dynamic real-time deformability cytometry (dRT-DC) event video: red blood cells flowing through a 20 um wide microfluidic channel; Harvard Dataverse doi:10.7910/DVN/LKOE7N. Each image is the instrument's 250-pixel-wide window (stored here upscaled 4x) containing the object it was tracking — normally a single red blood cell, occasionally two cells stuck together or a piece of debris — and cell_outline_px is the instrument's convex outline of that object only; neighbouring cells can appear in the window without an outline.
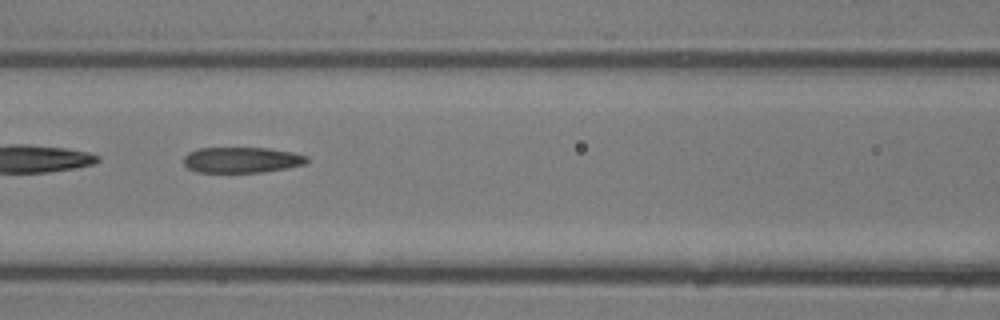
{"species": "common noctule bat (a hibernating species)", "species_latin": "Nyctalus noctula", "temperature_condition": "room temperature", "stored_images_in_passage": 34, "segment_of_instrument_passage": [2, 2], "camera_frame_rate_fps": 3000, "um_per_image_px": 0.085, "animal": {"sex": "male", "body_mass_g": 13.3}, "frame": {"image": 1, "passage_image": 16, "time_ms": 5.0, "image_size_px": [1000, 320], "cell_outline_px": [[308, 160], [304, 164], [264, 172], [196, 172], [188, 168], [184, 164], [184, 156], [188, 152], [196, 148], [268, 148], [292, 152], [308, 156]], "centroid_in_image_um": [20.51, 13.59], "position_along_channel_um": 146.1, "area_um2": 18.44}}
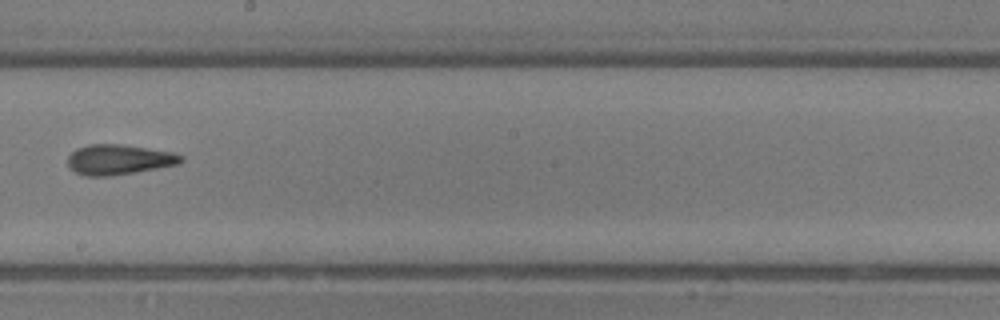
{"frame": {"image": 2, "passage_image": 21, "time_ms": 6.667, "image_size_px": [1000, 320], "cell_outline_px": [[184, 160], [180, 164], [136, 172], [108, 176], [88, 176], [76, 172], [68, 164], [68, 156], [76, 148], [88, 144], [120, 144], [172, 152], [184, 156]], "centroid_in_image_um": [10.13, 13.56], "position_along_channel_um": 238.1, "area_um2": 19.83}}
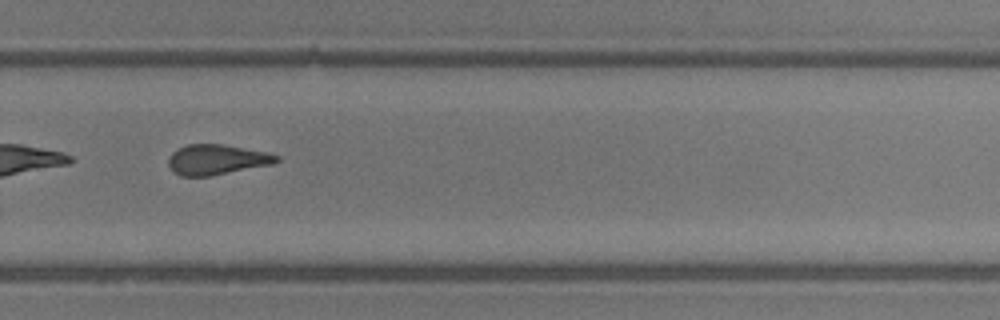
{"frame": {"image": 3, "passage_image": 25, "time_ms": 8.0, "image_size_px": [1000, 320], "cell_outline_px": [[280, 160], [272, 164], [208, 176], [180, 176], [168, 164], [168, 156], [172, 152], [188, 144], [224, 144], [268, 152], [280, 156]], "centroid_in_image_um": [18.44, 13.55], "position_along_channel_um": 311.4, "area_um2": 18.9}}